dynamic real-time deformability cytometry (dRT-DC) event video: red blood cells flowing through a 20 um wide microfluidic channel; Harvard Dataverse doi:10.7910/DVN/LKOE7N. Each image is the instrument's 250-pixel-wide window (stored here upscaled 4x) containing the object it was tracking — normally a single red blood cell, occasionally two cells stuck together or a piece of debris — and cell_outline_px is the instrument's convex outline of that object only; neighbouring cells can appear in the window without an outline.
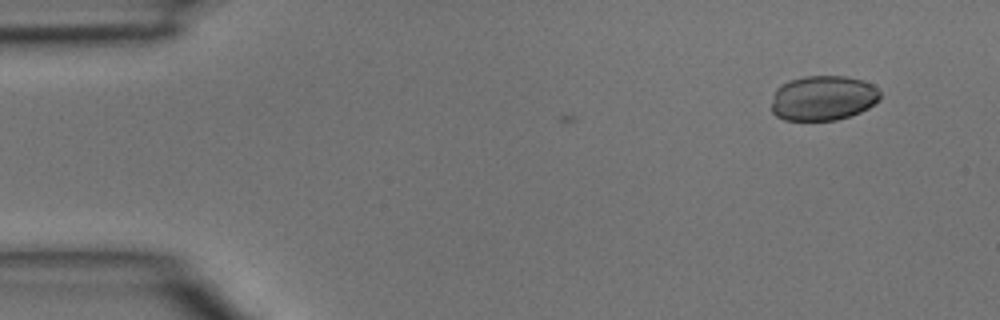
{"species": "common noctule bat (a hibernating species)", "species_latin": "Nyctalus noctula", "temperature_condition": "room temperature", "stored_images_in_passage": 4, "camera_frame_rate_fps": 3000, "um_per_image_px": 0.085, "animal": {"sex": "male", "body_mass_g": 15.6}, "frame": {"image": 1, "passage_image": 1, "time_ms": 0.0, "image_size_px": [1000, 320], "cell_outline_px": [[880, 100], [868, 108], [860, 112], [836, 120], [784, 120], [776, 116], [772, 112], [772, 104], [776, 88], [780, 84], [788, 80], [804, 76], [844, 76], [864, 80], [872, 84], [880, 92]], "centroid_in_image_um": [69.96, 8.32], "position_along_channel_um": 15.0, "area_um2": 28.61}}
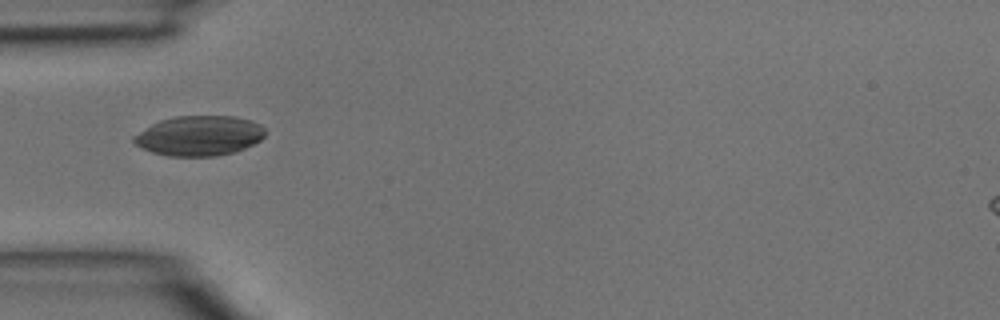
{"frame": {"image": 2, "passage_image": 3, "time_ms": 0.667, "image_size_px": [1000, 320], "cell_outline_px": [[268, 132], [260, 140], [236, 152], [216, 156], [168, 156], [152, 152], [136, 144], [132, 140], [132, 136], [152, 124], [160, 120], [176, 116], [236, 116], [252, 120], [260, 124]], "centroid_in_image_um": [16.97, 11.53], "position_along_channel_um": 68.0, "area_um2": 30.69}}